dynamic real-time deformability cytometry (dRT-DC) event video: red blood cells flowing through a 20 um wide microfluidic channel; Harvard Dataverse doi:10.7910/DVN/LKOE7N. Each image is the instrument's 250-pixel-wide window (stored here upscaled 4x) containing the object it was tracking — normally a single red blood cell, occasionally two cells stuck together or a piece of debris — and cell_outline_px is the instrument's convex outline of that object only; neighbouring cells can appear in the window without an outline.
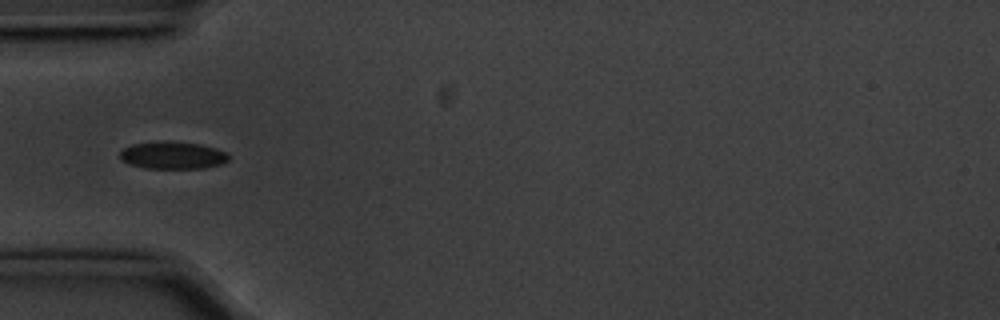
{"species": "common noctule bat (a hibernating species)", "species_latin": "Nyctalus noctula", "temperature_condition": "cold", "stored_images_in_passage": 39, "camera_frame_rate_fps": 3000, "um_per_image_px": 0.085, "animal": {"sex": "male", "body_mass_g": 20.1, "forearm_length_mm": 53.5}, "frame": {"image": 1, "passage_image": 1, "time_ms": 0.0, "image_size_px": [1000, 320], "cell_outline_px": [[228, 160], [224, 164], [204, 168], [144, 168], [128, 164], [120, 160], [120, 152], [124, 148], [132, 144], [164, 140], [200, 144], [216, 148], [224, 152], [228, 156]], "centroid_in_image_um": [14.65, 13.2], "position_along_channel_um": 70.3, "area_um2": 17.51}}
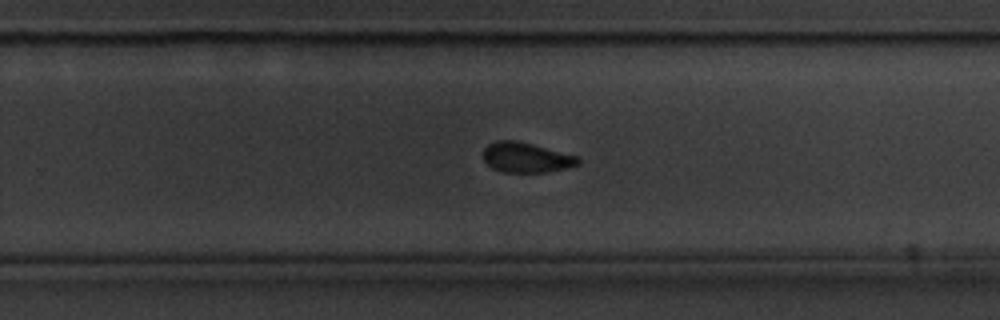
{"frame": {"image": 2, "passage_image": 19, "time_ms": 6.0, "image_size_px": [1000, 320], "cell_outline_px": [[580, 164], [564, 168], [544, 172], [504, 172], [492, 168], [484, 160], [484, 148], [488, 144], [496, 140], [516, 140], [532, 144], [576, 156], [580, 160]], "centroid_in_image_um": [44.69, 13.38], "position_along_channel_um": 285.1, "area_um2": 16.36}}
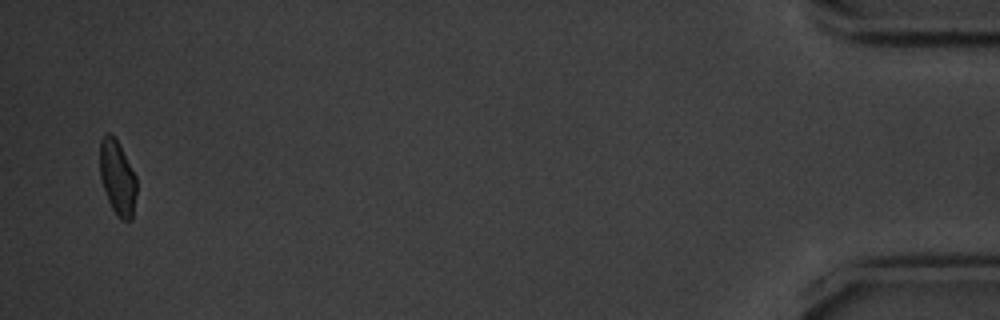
{"frame": {"image": 3, "passage_image": 38, "time_ms": 12.333, "image_size_px": [1000, 320], "cell_outline_px": [[136, 192], [132, 220], [120, 220], [116, 216], [108, 200], [100, 176], [100, 140], [108, 132], [116, 140], [136, 176]], "centroid_in_image_um": [9.98, 15.15], "position_along_channel_um": 425.2, "area_um2": 15.66}, "authors_computed_cell_mechanics": {"area_um2": 17.2822, "velocity_mm_per_s": 3.5696, "shape_relaxation_time_tau1_ms": 2.4156, "shape_relaxation_time_tau2_ms": 4.1379, "deformation_change_tau1": 0.0641, "deformation_change_tau2": 0.0589}}